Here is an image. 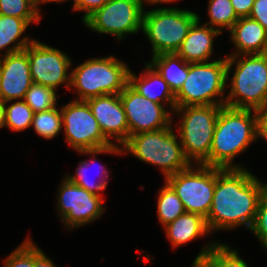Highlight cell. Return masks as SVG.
I'll use <instances>...</instances> for the list:
<instances>
[{
	"label": "cell",
	"mask_w": 267,
	"mask_h": 267,
	"mask_svg": "<svg viewBox=\"0 0 267 267\" xmlns=\"http://www.w3.org/2000/svg\"><path fill=\"white\" fill-rule=\"evenodd\" d=\"M265 186L248 169L216 167L213 202L206 217L210 232L241 225L250 230Z\"/></svg>",
	"instance_id": "obj_1"
},
{
	"label": "cell",
	"mask_w": 267,
	"mask_h": 267,
	"mask_svg": "<svg viewBox=\"0 0 267 267\" xmlns=\"http://www.w3.org/2000/svg\"><path fill=\"white\" fill-rule=\"evenodd\" d=\"M257 139V111L222 106L214 130L209 166L222 169L243 168L232 164L233 160Z\"/></svg>",
	"instance_id": "obj_2"
},
{
	"label": "cell",
	"mask_w": 267,
	"mask_h": 267,
	"mask_svg": "<svg viewBox=\"0 0 267 267\" xmlns=\"http://www.w3.org/2000/svg\"><path fill=\"white\" fill-rule=\"evenodd\" d=\"M243 56V57H242ZM247 57V58H246ZM239 58V59H238ZM227 81L234 66L230 92L225 106L250 109L257 112L267 109V53L226 56Z\"/></svg>",
	"instance_id": "obj_3"
},
{
	"label": "cell",
	"mask_w": 267,
	"mask_h": 267,
	"mask_svg": "<svg viewBox=\"0 0 267 267\" xmlns=\"http://www.w3.org/2000/svg\"><path fill=\"white\" fill-rule=\"evenodd\" d=\"M172 126L132 135L122 145L123 153L127 151L142 162L156 165L165 179L188 168L191 163L185 157L182 143H178Z\"/></svg>",
	"instance_id": "obj_4"
},
{
	"label": "cell",
	"mask_w": 267,
	"mask_h": 267,
	"mask_svg": "<svg viewBox=\"0 0 267 267\" xmlns=\"http://www.w3.org/2000/svg\"><path fill=\"white\" fill-rule=\"evenodd\" d=\"M129 72L124 61L114 56L90 58L71 71V85L76 88L79 99L119 94L129 84Z\"/></svg>",
	"instance_id": "obj_5"
},
{
	"label": "cell",
	"mask_w": 267,
	"mask_h": 267,
	"mask_svg": "<svg viewBox=\"0 0 267 267\" xmlns=\"http://www.w3.org/2000/svg\"><path fill=\"white\" fill-rule=\"evenodd\" d=\"M62 128L68 145L80 154H123L122 146L109 141L102 133L88 103L73 100L61 108Z\"/></svg>",
	"instance_id": "obj_6"
},
{
	"label": "cell",
	"mask_w": 267,
	"mask_h": 267,
	"mask_svg": "<svg viewBox=\"0 0 267 267\" xmlns=\"http://www.w3.org/2000/svg\"><path fill=\"white\" fill-rule=\"evenodd\" d=\"M226 83V58L211 62L188 63V77L175 94L176 107L225 105L223 97Z\"/></svg>",
	"instance_id": "obj_7"
},
{
	"label": "cell",
	"mask_w": 267,
	"mask_h": 267,
	"mask_svg": "<svg viewBox=\"0 0 267 267\" xmlns=\"http://www.w3.org/2000/svg\"><path fill=\"white\" fill-rule=\"evenodd\" d=\"M224 105H198L176 107L173 112L181 114L178 125L179 142L185 157L192 164L209 166V155L217 118L221 107Z\"/></svg>",
	"instance_id": "obj_8"
},
{
	"label": "cell",
	"mask_w": 267,
	"mask_h": 267,
	"mask_svg": "<svg viewBox=\"0 0 267 267\" xmlns=\"http://www.w3.org/2000/svg\"><path fill=\"white\" fill-rule=\"evenodd\" d=\"M198 14L179 8H156L143 12L142 31L153 51L152 56L176 53Z\"/></svg>",
	"instance_id": "obj_9"
},
{
	"label": "cell",
	"mask_w": 267,
	"mask_h": 267,
	"mask_svg": "<svg viewBox=\"0 0 267 267\" xmlns=\"http://www.w3.org/2000/svg\"><path fill=\"white\" fill-rule=\"evenodd\" d=\"M193 166L191 164L188 168L168 176L165 181L176 192L186 212L206 218L213 202L216 167L204 164Z\"/></svg>",
	"instance_id": "obj_10"
},
{
	"label": "cell",
	"mask_w": 267,
	"mask_h": 267,
	"mask_svg": "<svg viewBox=\"0 0 267 267\" xmlns=\"http://www.w3.org/2000/svg\"><path fill=\"white\" fill-rule=\"evenodd\" d=\"M143 12L142 0H109L84 24L99 34H110L120 41L125 39V34H135L142 29Z\"/></svg>",
	"instance_id": "obj_11"
},
{
	"label": "cell",
	"mask_w": 267,
	"mask_h": 267,
	"mask_svg": "<svg viewBox=\"0 0 267 267\" xmlns=\"http://www.w3.org/2000/svg\"><path fill=\"white\" fill-rule=\"evenodd\" d=\"M24 51L28 55L33 83L41 84L55 91L62 83H66L67 89L70 88L71 73L68 74L67 70L72 61L66 53L37 40L29 44Z\"/></svg>",
	"instance_id": "obj_12"
},
{
	"label": "cell",
	"mask_w": 267,
	"mask_h": 267,
	"mask_svg": "<svg viewBox=\"0 0 267 267\" xmlns=\"http://www.w3.org/2000/svg\"><path fill=\"white\" fill-rule=\"evenodd\" d=\"M58 190L57 209L66 228L76 229L102 216L104 212L102 196L88 192L67 178L63 180Z\"/></svg>",
	"instance_id": "obj_13"
},
{
	"label": "cell",
	"mask_w": 267,
	"mask_h": 267,
	"mask_svg": "<svg viewBox=\"0 0 267 267\" xmlns=\"http://www.w3.org/2000/svg\"><path fill=\"white\" fill-rule=\"evenodd\" d=\"M132 135L155 131L171 126L172 114L163 104L151 101L140 95L129 84L119 93Z\"/></svg>",
	"instance_id": "obj_14"
},
{
	"label": "cell",
	"mask_w": 267,
	"mask_h": 267,
	"mask_svg": "<svg viewBox=\"0 0 267 267\" xmlns=\"http://www.w3.org/2000/svg\"><path fill=\"white\" fill-rule=\"evenodd\" d=\"M103 135L121 144L129 139V126L119 94H106L86 100Z\"/></svg>",
	"instance_id": "obj_15"
},
{
	"label": "cell",
	"mask_w": 267,
	"mask_h": 267,
	"mask_svg": "<svg viewBox=\"0 0 267 267\" xmlns=\"http://www.w3.org/2000/svg\"><path fill=\"white\" fill-rule=\"evenodd\" d=\"M32 84L28 55L24 50L0 57V90L4 103L24 99Z\"/></svg>",
	"instance_id": "obj_16"
},
{
	"label": "cell",
	"mask_w": 267,
	"mask_h": 267,
	"mask_svg": "<svg viewBox=\"0 0 267 267\" xmlns=\"http://www.w3.org/2000/svg\"><path fill=\"white\" fill-rule=\"evenodd\" d=\"M234 53L229 56L267 53V30L250 17L239 18L230 30Z\"/></svg>",
	"instance_id": "obj_17"
},
{
	"label": "cell",
	"mask_w": 267,
	"mask_h": 267,
	"mask_svg": "<svg viewBox=\"0 0 267 267\" xmlns=\"http://www.w3.org/2000/svg\"><path fill=\"white\" fill-rule=\"evenodd\" d=\"M200 24V16L192 24L189 32L176 52L185 62H209L213 53L214 37L222 34L215 28Z\"/></svg>",
	"instance_id": "obj_18"
},
{
	"label": "cell",
	"mask_w": 267,
	"mask_h": 267,
	"mask_svg": "<svg viewBox=\"0 0 267 267\" xmlns=\"http://www.w3.org/2000/svg\"><path fill=\"white\" fill-rule=\"evenodd\" d=\"M145 67V71L139 77L130 70L129 85L140 95L151 101L160 104H162V101L164 103L166 102L172 108L171 110L174 111L176 108L175 94L159 72L149 62Z\"/></svg>",
	"instance_id": "obj_19"
},
{
	"label": "cell",
	"mask_w": 267,
	"mask_h": 267,
	"mask_svg": "<svg viewBox=\"0 0 267 267\" xmlns=\"http://www.w3.org/2000/svg\"><path fill=\"white\" fill-rule=\"evenodd\" d=\"M164 229L168 240L174 248L211 233L206 218L190 212L183 213L164 226Z\"/></svg>",
	"instance_id": "obj_20"
},
{
	"label": "cell",
	"mask_w": 267,
	"mask_h": 267,
	"mask_svg": "<svg viewBox=\"0 0 267 267\" xmlns=\"http://www.w3.org/2000/svg\"><path fill=\"white\" fill-rule=\"evenodd\" d=\"M149 63L159 72L174 94L181 89L188 77V62H185L177 53L152 56Z\"/></svg>",
	"instance_id": "obj_21"
},
{
	"label": "cell",
	"mask_w": 267,
	"mask_h": 267,
	"mask_svg": "<svg viewBox=\"0 0 267 267\" xmlns=\"http://www.w3.org/2000/svg\"><path fill=\"white\" fill-rule=\"evenodd\" d=\"M238 253L225 243L213 242L200 251L193 264L198 267H248Z\"/></svg>",
	"instance_id": "obj_22"
},
{
	"label": "cell",
	"mask_w": 267,
	"mask_h": 267,
	"mask_svg": "<svg viewBox=\"0 0 267 267\" xmlns=\"http://www.w3.org/2000/svg\"><path fill=\"white\" fill-rule=\"evenodd\" d=\"M28 26L29 23L22 18L0 15V51L2 52V49L7 47L3 56L22 51L34 41L28 36L19 40ZM11 43H13L12 47L9 46Z\"/></svg>",
	"instance_id": "obj_23"
},
{
	"label": "cell",
	"mask_w": 267,
	"mask_h": 267,
	"mask_svg": "<svg viewBox=\"0 0 267 267\" xmlns=\"http://www.w3.org/2000/svg\"><path fill=\"white\" fill-rule=\"evenodd\" d=\"M158 193L157 215L160 223L166 226L186 211L182 201L166 181Z\"/></svg>",
	"instance_id": "obj_24"
},
{
	"label": "cell",
	"mask_w": 267,
	"mask_h": 267,
	"mask_svg": "<svg viewBox=\"0 0 267 267\" xmlns=\"http://www.w3.org/2000/svg\"><path fill=\"white\" fill-rule=\"evenodd\" d=\"M208 13L210 21L205 25L215 27L221 33L224 28L230 31L239 19L230 0H209Z\"/></svg>",
	"instance_id": "obj_25"
},
{
	"label": "cell",
	"mask_w": 267,
	"mask_h": 267,
	"mask_svg": "<svg viewBox=\"0 0 267 267\" xmlns=\"http://www.w3.org/2000/svg\"><path fill=\"white\" fill-rule=\"evenodd\" d=\"M89 162L95 163L96 159L95 157H92V160ZM88 161H81L76 169V175H66V178L71 182L74 183L88 192L101 196L100 191H103L106 189L107 184H108V171L103 167V165H98L100 169L99 175L101 176V180L99 182H93L91 179L88 177V170L90 167V163ZM92 168V167H91ZM96 181V180H95Z\"/></svg>",
	"instance_id": "obj_26"
},
{
	"label": "cell",
	"mask_w": 267,
	"mask_h": 267,
	"mask_svg": "<svg viewBox=\"0 0 267 267\" xmlns=\"http://www.w3.org/2000/svg\"><path fill=\"white\" fill-rule=\"evenodd\" d=\"M6 105L4 103V127L18 132L32 125L34 112L23 99Z\"/></svg>",
	"instance_id": "obj_27"
},
{
	"label": "cell",
	"mask_w": 267,
	"mask_h": 267,
	"mask_svg": "<svg viewBox=\"0 0 267 267\" xmlns=\"http://www.w3.org/2000/svg\"><path fill=\"white\" fill-rule=\"evenodd\" d=\"M31 127L39 136L53 139L62 129L61 110L56 106L47 111L34 113Z\"/></svg>",
	"instance_id": "obj_28"
},
{
	"label": "cell",
	"mask_w": 267,
	"mask_h": 267,
	"mask_svg": "<svg viewBox=\"0 0 267 267\" xmlns=\"http://www.w3.org/2000/svg\"><path fill=\"white\" fill-rule=\"evenodd\" d=\"M39 10L36 0H0V15L22 18L29 24L40 23Z\"/></svg>",
	"instance_id": "obj_29"
},
{
	"label": "cell",
	"mask_w": 267,
	"mask_h": 267,
	"mask_svg": "<svg viewBox=\"0 0 267 267\" xmlns=\"http://www.w3.org/2000/svg\"><path fill=\"white\" fill-rule=\"evenodd\" d=\"M34 113L56 107L57 93L54 89L33 83L23 99Z\"/></svg>",
	"instance_id": "obj_30"
},
{
	"label": "cell",
	"mask_w": 267,
	"mask_h": 267,
	"mask_svg": "<svg viewBox=\"0 0 267 267\" xmlns=\"http://www.w3.org/2000/svg\"><path fill=\"white\" fill-rule=\"evenodd\" d=\"M4 267H34V243L30 237L4 260Z\"/></svg>",
	"instance_id": "obj_31"
},
{
	"label": "cell",
	"mask_w": 267,
	"mask_h": 267,
	"mask_svg": "<svg viewBox=\"0 0 267 267\" xmlns=\"http://www.w3.org/2000/svg\"><path fill=\"white\" fill-rule=\"evenodd\" d=\"M261 242V245L267 249V183L260 197L256 218L250 229Z\"/></svg>",
	"instance_id": "obj_32"
},
{
	"label": "cell",
	"mask_w": 267,
	"mask_h": 267,
	"mask_svg": "<svg viewBox=\"0 0 267 267\" xmlns=\"http://www.w3.org/2000/svg\"><path fill=\"white\" fill-rule=\"evenodd\" d=\"M109 0H74L73 10L85 11L83 22Z\"/></svg>",
	"instance_id": "obj_33"
},
{
	"label": "cell",
	"mask_w": 267,
	"mask_h": 267,
	"mask_svg": "<svg viewBox=\"0 0 267 267\" xmlns=\"http://www.w3.org/2000/svg\"><path fill=\"white\" fill-rule=\"evenodd\" d=\"M249 17L267 30V0H255Z\"/></svg>",
	"instance_id": "obj_34"
},
{
	"label": "cell",
	"mask_w": 267,
	"mask_h": 267,
	"mask_svg": "<svg viewBox=\"0 0 267 267\" xmlns=\"http://www.w3.org/2000/svg\"><path fill=\"white\" fill-rule=\"evenodd\" d=\"M239 18L249 17L255 0H230Z\"/></svg>",
	"instance_id": "obj_35"
},
{
	"label": "cell",
	"mask_w": 267,
	"mask_h": 267,
	"mask_svg": "<svg viewBox=\"0 0 267 267\" xmlns=\"http://www.w3.org/2000/svg\"><path fill=\"white\" fill-rule=\"evenodd\" d=\"M34 267H56L44 252L34 243Z\"/></svg>",
	"instance_id": "obj_36"
},
{
	"label": "cell",
	"mask_w": 267,
	"mask_h": 267,
	"mask_svg": "<svg viewBox=\"0 0 267 267\" xmlns=\"http://www.w3.org/2000/svg\"><path fill=\"white\" fill-rule=\"evenodd\" d=\"M267 141V109L258 112V138Z\"/></svg>",
	"instance_id": "obj_37"
},
{
	"label": "cell",
	"mask_w": 267,
	"mask_h": 267,
	"mask_svg": "<svg viewBox=\"0 0 267 267\" xmlns=\"http://www.w3.org/2000/svg\"><path fill=\"white\" fill-rule=\"evenodd\" d=\"M143 1V5L144 3H149L150 5H153V4H158V3H171V2H175L177 0H142ZM145 1V2H144Z\"/></svg>",
	"instance_id": "obj_38"
},
{
	"label": "cell",
	"mask_w": 267,
	"mask_h": 267,
	"mask_svg": "<svg viewBox=\"0 0 267 267\" xmlns=\"http://www.w3.org/2000/svg\"><path fill=\"white\" fill-rule=\"evenodd\" d=\"M4 127V102H0V128Z\"/></svg>",
	"instance_id": "obj_39"
},
{
	"label": "cell",
	"mask_w": 267,
	"mask_h": 267,
	"mask_svg": "<svg viewBox=\"0 0 267 267\" xmlns=\"http://www.w3.org/2000/svg\"><path fill=\"white\" fill-rule=\"evenodd\" d=\"M55 2V1H57V2H62V1H66V0H36V2H37V6L39 5V4H41V3H48V2ZM74 1V0H73Z\"/></svg>",
	"instance_id": "obj_40"
},
{
	"label": "cell",
	"mask_w": 267,
	"mask_h": 267,
	"mask_svg": "<svg viewBox=\"0 0 267 267\" xmlns=\"http://www.w3.org/2000/svg\"><path fill=\"white\" fill-rule=\"evenodd\" d=\"M0 102H3V101H2L1 90H0Z\"/></svg>",
	"instance_id": "obj_41"
},
{
	"label": "cell",
	"mask_w": 267,
	"mask_h": 267,
	"mask_svg": "<svg viewBox=\"0 0 267 267\" xmlns=\"http://www.w3.org/2000/svg\"><path fill=\"white\" fill-rule=\"evenodd\" d=\"M191 266H192V267H198L196 264H192Z\"/></svg>",
	"instance_id": "obj_42"
}]
</instances>
